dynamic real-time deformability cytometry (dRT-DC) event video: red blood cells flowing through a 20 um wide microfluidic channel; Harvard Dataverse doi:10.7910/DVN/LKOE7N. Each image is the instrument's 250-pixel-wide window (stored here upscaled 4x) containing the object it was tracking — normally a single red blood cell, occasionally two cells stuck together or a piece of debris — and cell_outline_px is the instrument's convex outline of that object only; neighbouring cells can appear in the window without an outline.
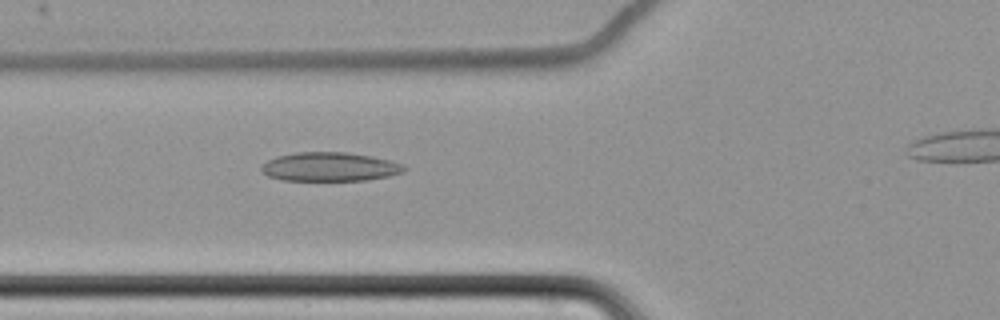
{"species": "common noctule bat (a hibernating species)", "species_latin": "Nyctalus noctula", "temperature_condition": "cold", "stored_images_in_passage": 47, "camera_frame_rate_fps": 3000, "um_per_image_px": 0.085, "animal": {"sex": "female", "body_mass_g": 22.7, "forearm_length_mm": 54.2}, "frame": {"image": 1, "passage_image": 17, "time_ms": 5.333, "image_size_px": [1000, 320], "cell_outline_px": [[408, 168], [404, 172], [388, 176], [368, 180], [280, 180], [268, 176], [260, 168], [268, 160], [276, 156], [296, 152], [344, 152], [372, 156], [404, 164]], "centroid_in_image_um": [28.05, 14.17], "position_along_channel_um": 97.7, "area_um2": 24.04}}
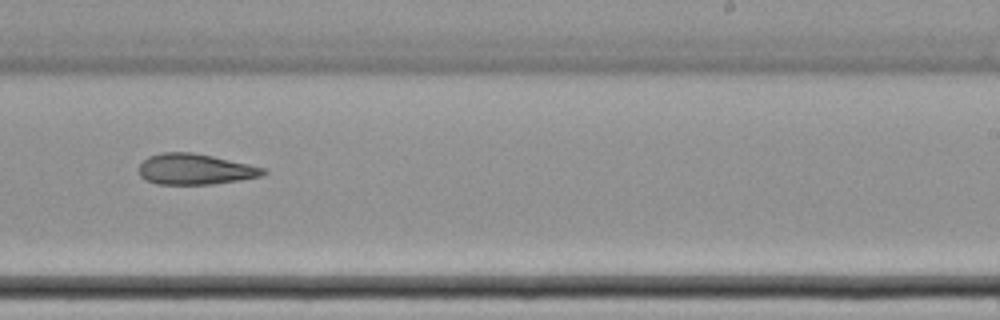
{"frame": {"image": 2, "passage_image": 32, "time_ms": 10.333, "image_size_px": [1000, 320], "cell_outline_px": [[268, 172], [264, 176], [240, 180], [212, 184], [156, 184], [144, 180], [140, 176], [140, 164], [148, 156], [160, 152], [192, 152], [212, 156], [248, 164], [264, 168]], "centroid_in_image_um": [16.58, 14.38], "position_along_channel_um": 272.4, "area_um2": 22.37}}
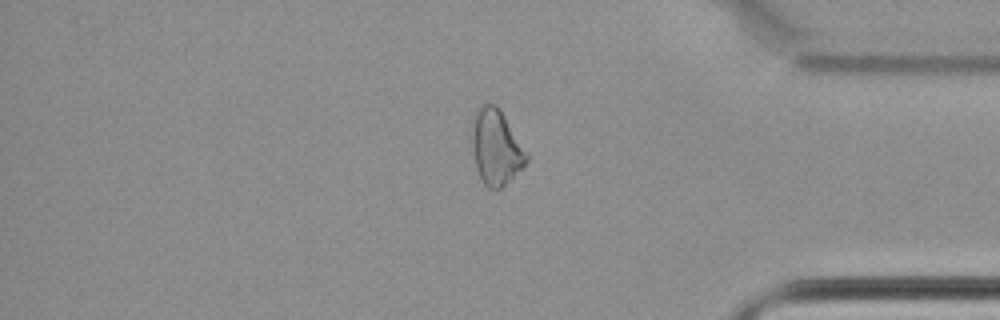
{"frame": {"image": 3, "passage_image": 44, "time_ms": 14.333, "image_size_px": [1000, 320], "cell_outline_px": [[528, 160], [500, 188], [488, 188], [480, 180], [476, 168], [472, 148], [472, 116], [476, 108], [480, 104], [496, 104], [500, 108], [528, 156]], "centroid_in_image_um": [42.1, 12.46], "position_along_channel_um": 393.1, "area_um2": 23.64}}